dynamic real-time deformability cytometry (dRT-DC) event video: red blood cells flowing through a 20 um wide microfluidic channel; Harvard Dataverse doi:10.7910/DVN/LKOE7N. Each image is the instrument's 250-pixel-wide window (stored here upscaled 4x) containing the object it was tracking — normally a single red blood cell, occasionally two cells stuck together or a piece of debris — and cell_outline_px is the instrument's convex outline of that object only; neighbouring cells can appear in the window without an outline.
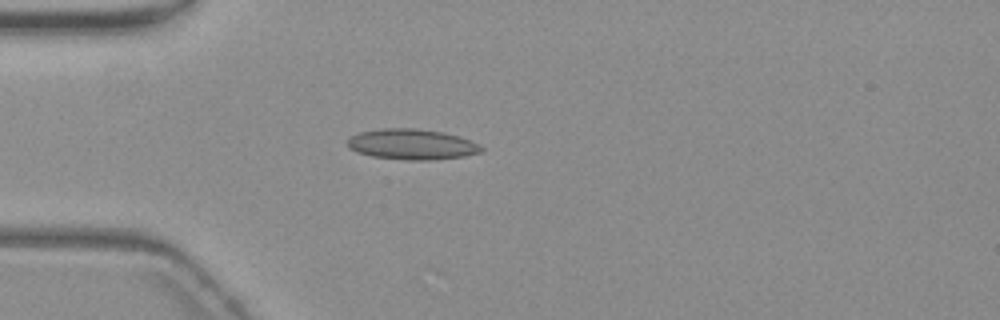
{"species": "common noctule bat (a hibernating species)", "species_latin": "Nyctalus noctula", "temperature_condition": "warm", "stored_images_in_passage": 51, "camera_frame_rate_fps": 3000, "um_per_image_px": 0.085, "animal": {"sex": "female", "body_mass_g": 19.3, "forearm_length_mm": 54.1}, "frame": {"image": 1, "passage_image": 11, "time_ms": 3.333, "image_size_px": [1000, 320], "cell_outline_px": [[484, 152], [464, 156], [432, 160], [404, 160], [372, 156], [356, 152], [348, 148], [348, 140], [352, 136], [360, 132], [384, 128], [416, 128], [444, 132], [460, 136], [484, 148]], "centroid_in_image_um": [35.02, 12.27], "position_along_channel_um": 50.0, "area_um2": 23.87}}
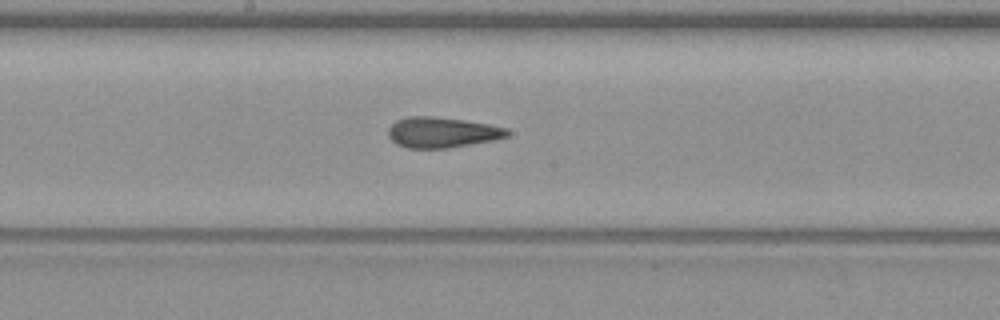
{"frame": {"image": 2, "passage_image": 25, "time_ms": 8.0, "image_size_px": [1000, 320], "cell_outline_px": [[512, 132], [508, 136], [492, 140], [448, 148], [408, 148], [396, 144], [388, 136], [388, 128], [396, 120], [408, 116], [428, 116], [464, 120], [488, 124], [508, 128]], "centroid_in_image_um": [37.57, 11.25], "position_along_channel_um": 210.6, "area_um2": 21.15}}
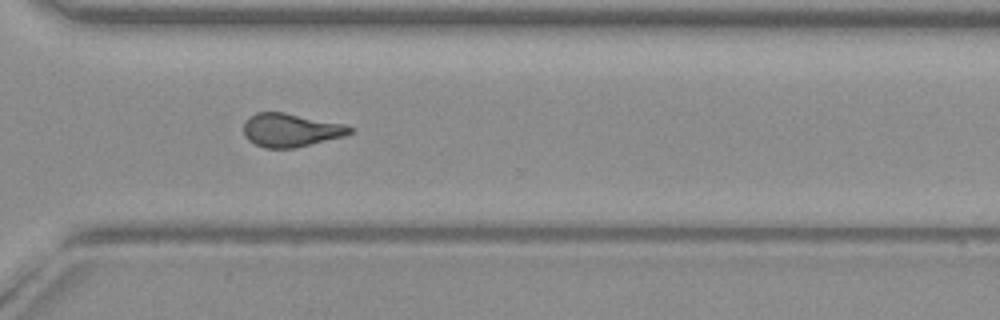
{"frame": {"image": 3, "passage_image": 36, "time_ms": 11.667, "image_size_px": [1000, 320], "cell_outline_px": [[352, 132], [344, 136], [296, 148], [264, 148], [248, 140], [244, 136], [244, 120], [248, 116], [256, 112], [284, 112], [344, 124], [352, 128]], "centroid_in_image_um": [24.67, 11.05], "position_along_channel_um": 345.9, "area_um2": 20.75}, "authors_computed_cell_mechanics": {"area_um2": 21.097, "velocity_mm_per_s": 3.6984, "shape_relaxation_time_tau1_ms": null, "shape_relaxation_time_tau2_ms": 2.7725, "deformation_change_tau1": null, "deformation_change_tau2": 0.1014}}